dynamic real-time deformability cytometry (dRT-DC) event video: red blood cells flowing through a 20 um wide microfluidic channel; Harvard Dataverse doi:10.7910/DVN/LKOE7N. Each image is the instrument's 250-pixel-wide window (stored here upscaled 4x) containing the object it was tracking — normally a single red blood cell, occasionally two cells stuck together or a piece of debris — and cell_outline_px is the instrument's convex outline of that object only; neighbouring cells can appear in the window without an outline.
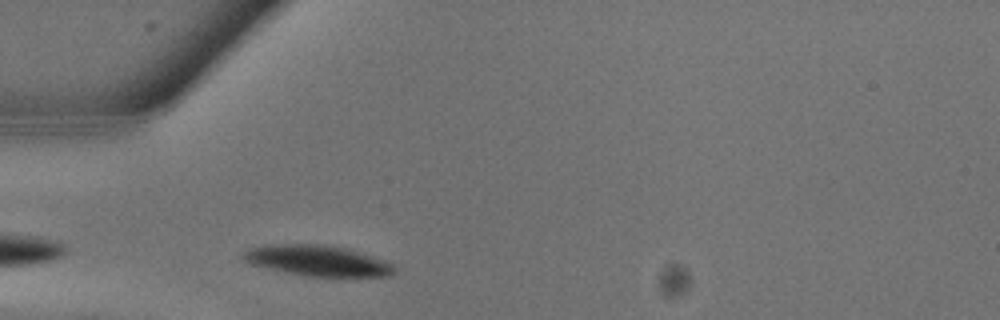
{"species": "common noctule bat (a hibernating species)", "species_latin": "Nyctalus noctula", "temperature_condition": "warm", "stored_images_in_passage": 1, "camera_frame_rate_fps": 3000, "um_per_image_px": 0.085, "animal": {"sex": "male", "body_mass_g": 13.3}, "frame": {"image": 1, "passage_image": 1, "time_ms": 0.0, "image_size_px": [1000, 320], "cell_outline_px": [[396, 272], [392, 276], [304, 276], [284, 272], [252, 264], [244, 260], [240, 256], [248, 248], [272, 244], [324, 244], [344, 248], [392, 260], [396, 264]], "centroid_in_image_um": [27.09, 22.15], "position_along_channel_um": 57.9, "area_um2": 27.46}}